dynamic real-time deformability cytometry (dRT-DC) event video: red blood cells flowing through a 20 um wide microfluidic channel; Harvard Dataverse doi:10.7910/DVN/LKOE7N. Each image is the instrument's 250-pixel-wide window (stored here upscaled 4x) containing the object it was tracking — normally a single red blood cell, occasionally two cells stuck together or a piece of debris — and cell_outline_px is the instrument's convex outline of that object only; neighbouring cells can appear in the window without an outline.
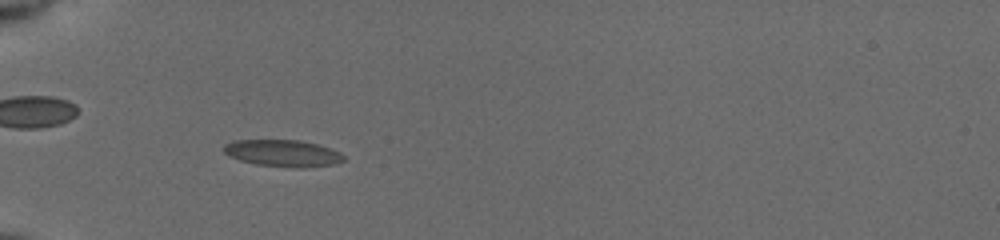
{"species": "common noctule bat (a hibernating species)", "species_latin": "Nyctalus noctula", "temperature_condition": "cold", "stored_images_in_passage": 54, "camera_frame_rate_fps": 3000, "um_per_image_px": 0.085, "animal": {"sex": "female", "body_mass_g": 19.5, "forearm_length_mm": 54.1}, "frame": {"image": 1, "passage_image": 19, "time_ms": 6.0, "image_size_px": [1000, 240], "cell_outline_px": [[344, 160], [332, 164], [304, 168], [296, 168], [256, 164], [240, 160], [224, 152], [224, 144], [236, 140], [300, 140], [316, 144], [340, 152], [344, 156]], "centroid_in_image_um": [24.05, 13.02], "position_along_channel_um": 61.0, "area_um2": 18.5}}
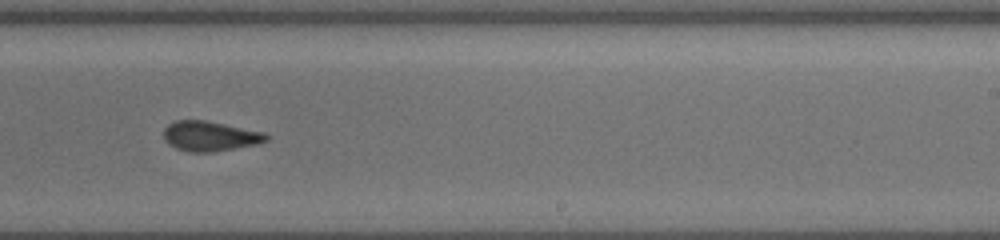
{"frame": {"image": 2, "passage_image": 36, "time_ms": 11.667, "image_size_px": [1000, 240], "cell_outline_px": [[268, 140], [256, 144], [212, 152], [188, 152], [176, 148], [168, 144], [164, 140], [164, 128], [168, 124], [176, 120], [204, 120], [264, 132], [268, 136]], "centroid_in_image_um": [17.81, 11.57], "position_along_channel_um": 271.2, "area_um2": 17.8}}
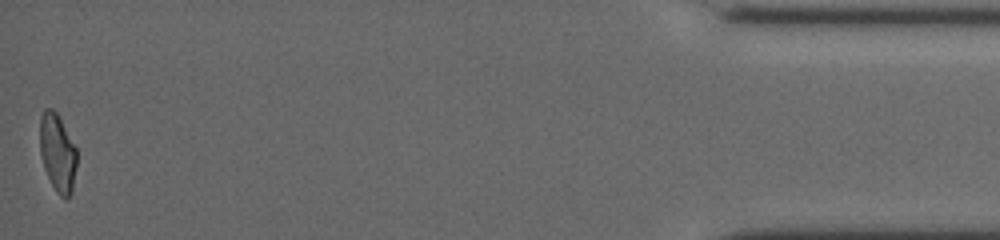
{"frame": {"image": 3, "passage_image": 54, "time_ms": 17.667, "image_size_px": [1000, 240], "cell_outline_px": [[76, 168], [72, 192], [68, 200], [64, 200], [56, 192], [44, 168], [40, 152], [40, 116], [44, 108], [52, 108], [56, 112], [76, 148]], "centroid_in_image_um": [4.89, 13.02], "position_along_channel_um": 430.3, "area_um2": 16.76}, "authors_computed_cell_mechanics": {"area_um2": 18.207, "velocity_mm_per_s": 3.9236, "shape_relaxation_time_tau1_ms": 7.273, "shape_relaxation_time_tau2_ms": 1.5221, "deformation_change_tau1": 0.1326, "deformation_change_tau2": 0.0798}}